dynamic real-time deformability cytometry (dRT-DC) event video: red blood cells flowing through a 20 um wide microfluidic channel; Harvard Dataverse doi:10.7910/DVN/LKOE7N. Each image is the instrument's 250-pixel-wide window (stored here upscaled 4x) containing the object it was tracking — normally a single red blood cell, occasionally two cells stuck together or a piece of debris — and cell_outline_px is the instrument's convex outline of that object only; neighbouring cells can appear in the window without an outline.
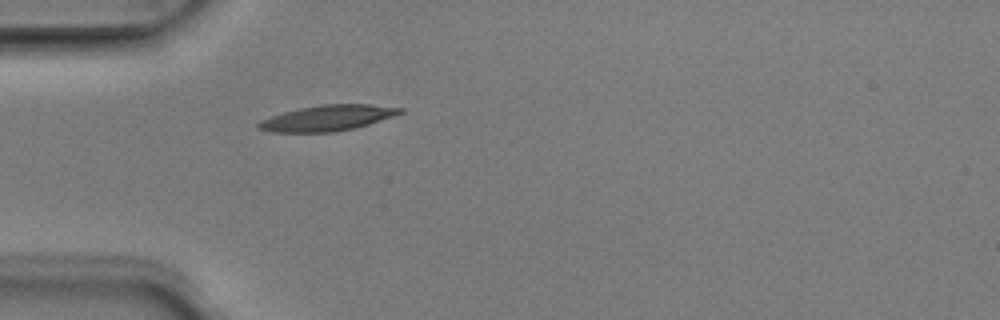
{"species": "Egyptian fruit bat (a non-hibernating species)", "species_latin": "Rousettus aegyptiacus", "temperature_condition": "room temperature", "stored_images_in_passage": 1, "camera_frame_rate_fps": 3000, "um_per_image_px": 0.085, "animal": {"sex": "male"}, "frame": {"image": 1, "passage_image": 1, "time_ms": 0.0, "image_size_px": [1000, 320], "cell_outline_px": [[404, 112], [368, 124], [352, 128], [332, 132], [272, 132], [256, 128], [256, 124], [260, 120], [284, 112], [300, 108], [320, 104], [368, 104], [404, 108]], "centroid_in_image_um": [27.8, 10.02], "position_along_channel_um": 57.2, "area_um2": 20.98}}